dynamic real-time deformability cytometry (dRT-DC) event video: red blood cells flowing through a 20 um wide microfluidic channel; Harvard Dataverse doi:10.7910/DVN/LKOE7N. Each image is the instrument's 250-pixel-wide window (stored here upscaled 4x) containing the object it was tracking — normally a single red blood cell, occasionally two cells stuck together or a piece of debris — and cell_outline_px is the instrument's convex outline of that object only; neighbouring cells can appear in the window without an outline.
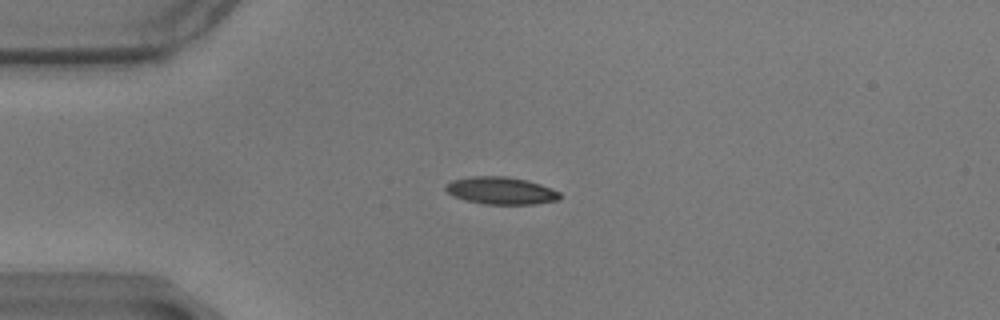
{"species": "common noctule bat (a hibernating species)", "species_latin": "Nyctalus noctula", "temperature_condition": "warm", "stored_images_in_passage": 46, "camera_frame_rate_fps": 3000, "um_per_image_px": 0.085, "animal": {"sex": "male", "body_mass_g": 17.9}, "frame": {"image": 1, "passage_image": 2, "time_ms": 0.333, "image_size_px": [1000, 320], "cell_outline_px": [[560, 200], [536, 204], [484, 204], [464, 200], [452, 196], [444, 188], [452, 180], [468, 176], [508, 176], [528, 180], [552, 188], [560, 192]], "centroid_in_image_um": [42.59, 16.2], "position_along_channel_um": 42.4, "area_um2": 18.44}}
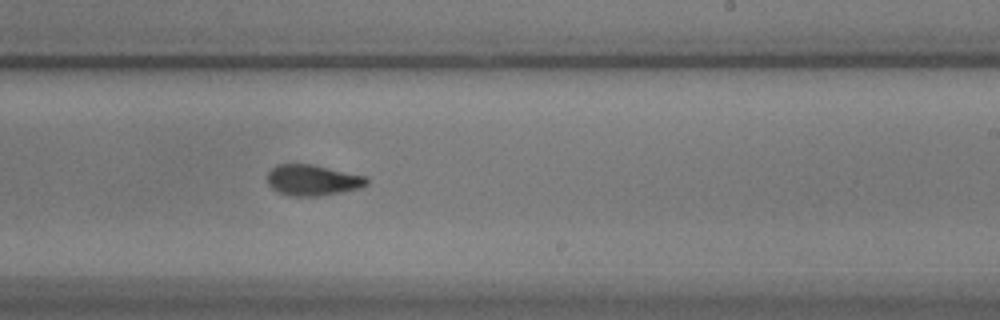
{"frame": {"image": 2, "passage_image": 23, "time_ms": 7.333, "image_size_px": [1000, 320], "cell_outline_px": [[368, 184], [360, 188], [320, 196], [288, 196], [272, 188], [268, 184], [268, 172], [276, 164], [312, 164], [368, 176]], "centroid_in_image_um": [26.59, 15.31], "position_along_channel_um": 262.4, "area_um2": 17.98}}
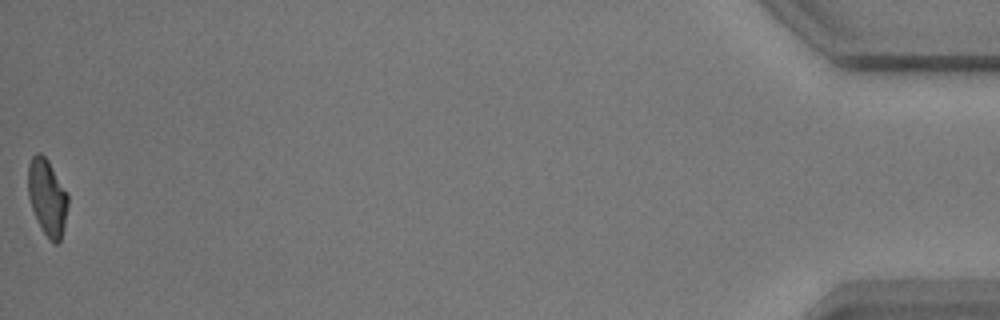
{"frame": {"image": 3, "passage_image": 46, "time_ms": 15.0, "image_size_px": [1000, 320], "cell_outline_px": [[68, 204], [64, 224], [60, 240], [56, 244], [52, 244], [44, 232], [32, 208], [28, 196], [28, 164], [32, 156], [36, 152], [40, 152], [48, 160], [68, 196]], "centroid_in_image_um": [4.0, 16.74], "position_along_channel_um": 431.2, "area_um2": 17.4}, "authors_computed_cell_mechanics": {"area_um2": 18.1492, "velocity_mm_per_s": 3.463, "shape_relaxation_time_tau1_ms": 4.9026, "shape_relaxation_time_tau2_ms": 2.3258, "deformation_change_tau1": 0.174, "deformation_change_tau2": 0.0874}}